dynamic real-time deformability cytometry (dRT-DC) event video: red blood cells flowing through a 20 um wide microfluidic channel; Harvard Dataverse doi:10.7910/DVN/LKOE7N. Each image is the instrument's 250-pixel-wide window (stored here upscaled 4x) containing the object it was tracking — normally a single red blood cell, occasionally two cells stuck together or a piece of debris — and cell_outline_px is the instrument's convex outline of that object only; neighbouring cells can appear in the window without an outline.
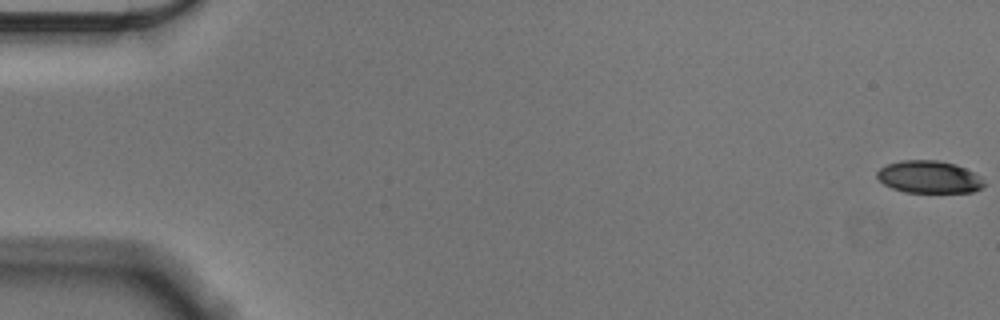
{"species": "Egyptian fruit bat (a non-hibernating species)", "species_latin": "Rousettus aegyptiacus", "temperature_condition": "cold", "stored_images_in_passage": 57, "camera_frame_rate_fps": 3000, "um_per_image_px": 0.085, "animal": {"sex": "male"}, "frame": {"image": 1, "passage_image": 1, "time_ms": 0.0, "image_size_px": [1000, 320], "cell_outline_px": [[984, 184], [980, 188], [972, 192], [904, 192], [892, 188], [884, 184], [876, 176], [876, 172], [880, 168], [888, 164], [900, 160], [936, 160], [956, 164], [980, 176]], "centroid_in_image_um": [78.94, 15.04], "position_along_channel_um": 6.1, "area_um2": 20.06}}
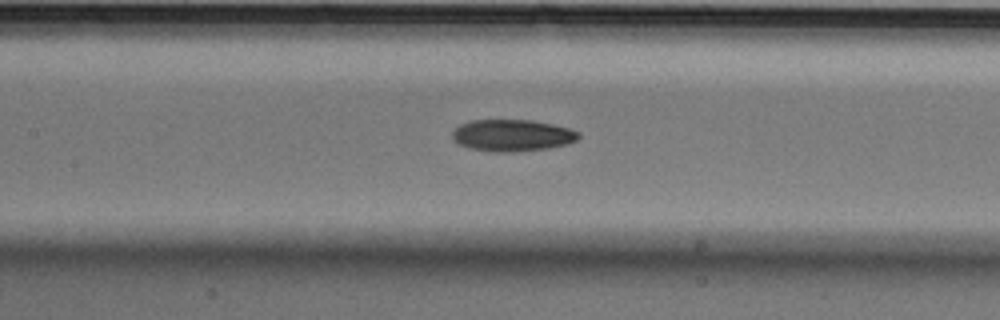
{"frame": {"image": 2, "passage_image": 27, "time_ms": 8.667, "image_size_px": [1000, 320], "cell_outline_px": [[580, 136], [576, 140], [568, 144], [548, 148], [516, 152], [492, 152], [468, 148], [456, 144], [452, 140], [452, 132], [460, 124], [468, 120], [532, 120], [552, 124], [568, 128], [580, 132]], "centroid_in_image_um": [43.5, 11.51], "position_along_channel_um": 163.9, "area_um2": 23.7}}
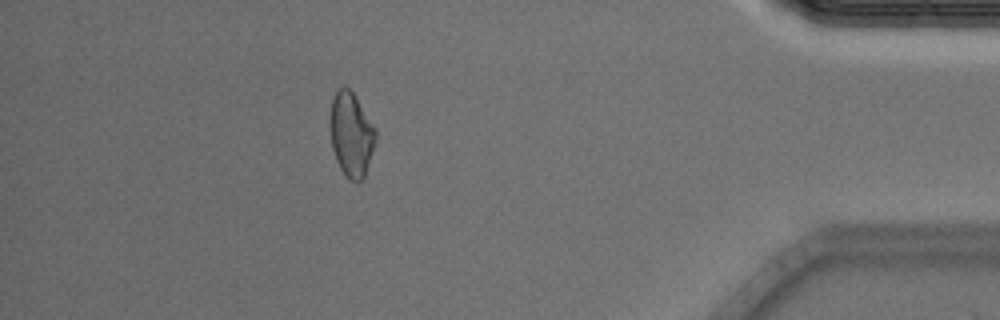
{"frame": {"image": 3, "passage_image": 51, "time_ms": 16.667, "image_size_px": [1000, 320], "cell_outline_px": [[376, 140], [364, 176], [360, 180], [352, 180], [340, 168], [336, 160], [332, 148], [328, 120], [332, 100], [336, 92], [344, 84], [352, 92], [376, 128]], "centroid_in_image_um": [29.83, 11.38], "position_along_channel_um": 405.4, "area_um2": 22.2}, "authors_computed_cell_mechanics": {"area_um2": 22.831, "velocity_mm_per_s": 3.5713, "shape_relaxation_time_tau1_ms": 3.2246, "shape_relaxation_time_tau2_ms": 8.5464, "deformation_change_tau1": 0.113, "deformation_change_tau2": 0.1692}}